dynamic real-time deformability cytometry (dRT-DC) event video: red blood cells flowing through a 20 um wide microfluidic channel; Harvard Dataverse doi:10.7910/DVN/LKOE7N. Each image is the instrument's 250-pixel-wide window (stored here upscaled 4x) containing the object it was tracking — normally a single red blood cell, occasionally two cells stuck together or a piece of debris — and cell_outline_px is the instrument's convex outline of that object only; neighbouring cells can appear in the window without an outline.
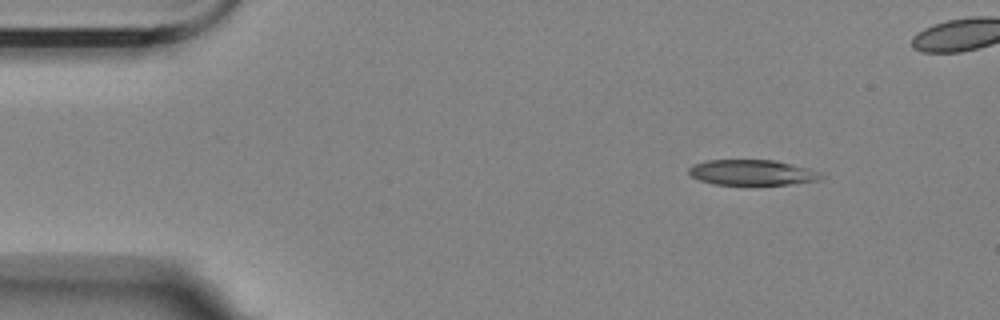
{"species": "Egyptian fruit bat (a non-hibernating species)", "species_latin": "Rousettus aegyptiacus", "temperature_condition": "room temperature", "stored_images_in_passage": 9, "camera_frame_rate_fps": 3000, "um_per_image_px": 0.085, "animal": {"sex": "female"}, "frame": {"image": 1, "passage_image": 1, "time_ms": 0.0, "image_size_px": [1000, 320], "cell_outline_px": [[828, 176], [820, 180], [788, 184], [712, 184], [700, 180], [692, 176], [688, 172], [688, 168], [692, 164], [708, 160], [776, 160], [808, 168], [820, 172]], "centroid_in_image_um": [63.96, 14.65], "position_along_channel_um": 21.0, "area_um2": 19.65}}
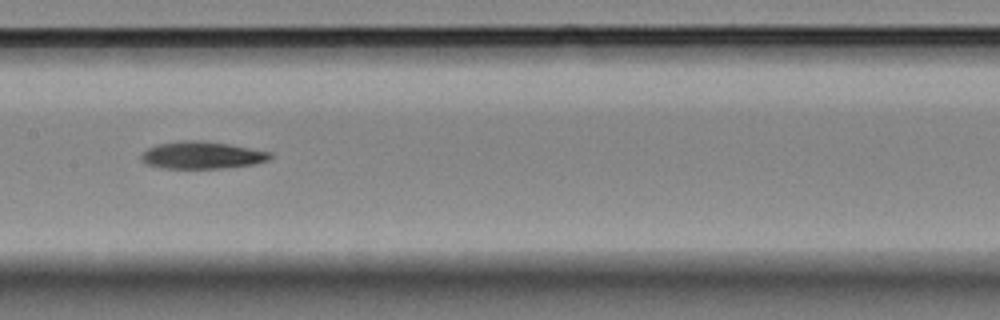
{"frame": {"image": 2, "passage_image": 7, "time_ms": 7.0, "image_size_px": [1000, 320], "cell_outline_px": [[272, 156], [268, 160], [252, 164], [220, 168], [160, 168], [148, 164], [140, 160], [140, 156], [148, 148], [156, 144], [180, 140], [200, 140], [228, 144], [272, 152]], "centroid_in_image_um": [17.13, 13.18], "position_along_channel_um": 190.3, "area_um2": 20.4}}
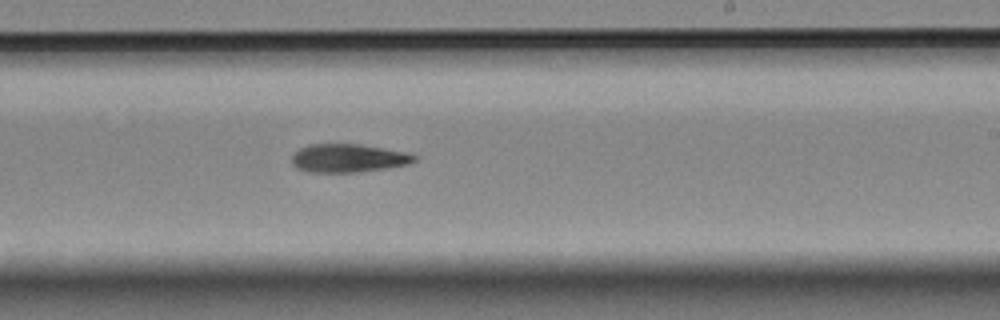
{"frame": {"image": 3, "passage_image": 9, "time_ms": 9.0, "image_size_px": [1000, 320], "cell_outline_px": [[416, 160], [408, 164], [388, 168], [360, 172], [308, 172], [296, 168], [292, 164], [292, 156], [300, 148], [308, 144], [360, 144], [408, 152], [416, 156]], "centroid_in_image_um": [29.6, 13.44], "position_along_channel_um": 259.4, "area_um2": 20.35}}